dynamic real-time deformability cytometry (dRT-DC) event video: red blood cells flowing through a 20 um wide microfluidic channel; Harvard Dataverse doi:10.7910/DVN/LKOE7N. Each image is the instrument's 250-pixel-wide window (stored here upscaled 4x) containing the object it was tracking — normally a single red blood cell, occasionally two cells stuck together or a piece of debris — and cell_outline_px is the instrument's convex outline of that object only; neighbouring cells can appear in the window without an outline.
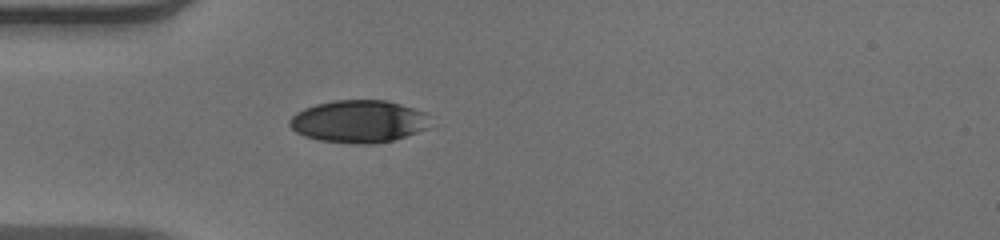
{"species": "human", "species_latin": "Homo sapiens", "temperature_condition": "warm", "stored_images_in_passage": 37, "camera_frame_rate_fps": 3000, "um_per_image_px": 0.085, "donor": {"sex": "male"}, "frame": {"image": 1, "passage_image": 1, "time_ms": 0.0, "image_size_px": [1000, 240], "cell_outline_px": [[428, 128], [392, 140], [372, 144], [360, 144], [320, 140], [304, 136], [296, 132], [288, 124], [288, 120], [296, 112], [304, 108], [316, 104], [332, 100], [388, 100], [424, 112]], "centroid_in_image_um": [30.42, 10.31], "position_along_channel_um": 54.6, "area_um2": 34.45}}
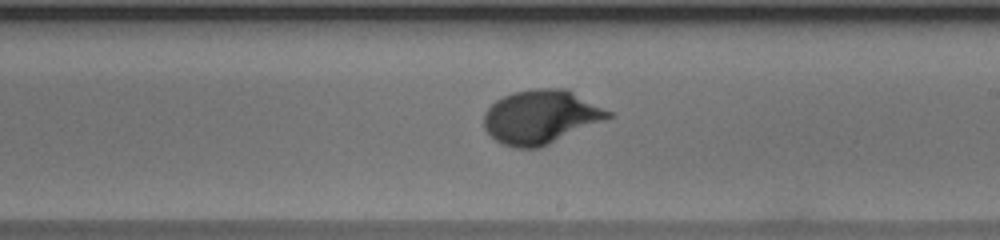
{"frame": {"image": 2, "passage_image": 16, "time_ms": 5.0, "image_size_px": [1000, 240], "cell_outline_px": [[612, 116], [540, 148], [516, 148], [504, 144], [496, 140], [484, 128], [484, 112], [496, 100], [512, 92], [532, 88], [568, 88], [612, 112]], "centroid_in_image_um": [45.96, 9.91], "position_along_channel_um": 243.0, "area_um2": 38.84}}
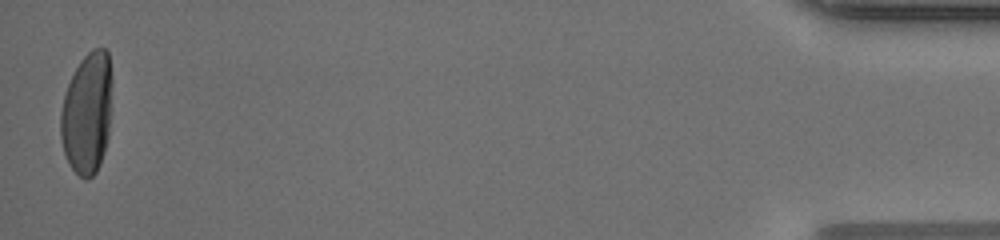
{"frame": {"image": 3, "passage_image": 37, "time_ms": 12.0, "image_size_px": [1000, 240], "cell_outline_px": [[112, 84], [108, 136], [104, 152], [100, 164], [96, 172], [88, 180], [84, 180], [68, 164], [64, 152], [60, 136], [60, 112], [64, 96], [68, 84], [80, 60], [92, 48], [104, 48], [108, 52], [112, 76]], "centroid_in_image_um": [7.41, 9.62], "position_along_channel_um": 427.8, "area_um2": 36.76}, "authors_computed_cell_mechanics": {"area_um2": 36.7608, "velocity_mm_per_s": 3.926, "shape_relaxation_time_tau1_ms": 3.4109, "shape_relaxation_time_tau2_ms": null, "deformation_change_tau1": 0.1865, "deformation_change_tau2": null}}